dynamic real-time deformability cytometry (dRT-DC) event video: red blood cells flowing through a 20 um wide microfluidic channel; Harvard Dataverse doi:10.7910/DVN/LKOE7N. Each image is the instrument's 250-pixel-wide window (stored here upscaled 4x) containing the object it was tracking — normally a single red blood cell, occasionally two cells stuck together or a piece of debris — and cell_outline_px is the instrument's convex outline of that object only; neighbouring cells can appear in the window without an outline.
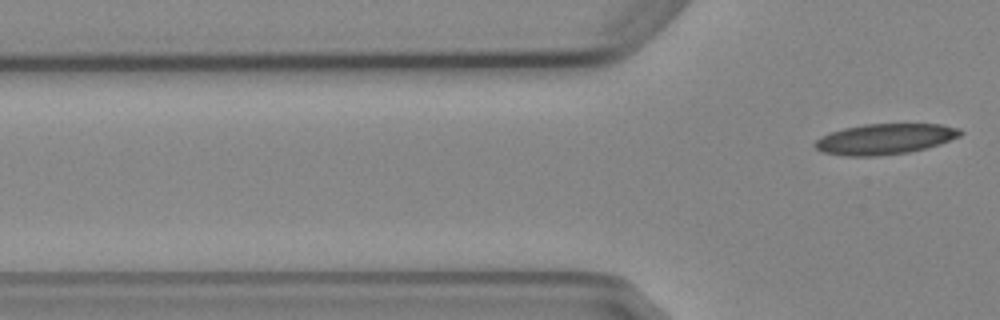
{"species": "Egyptian fruit bat (a non-hibernating species)", "species_latin": "Rousettus aegyptiacus", "temperature_condition": "cold", "stored_images_in_passage": 7, "segment_of_instrument_passage": [2, 2], "camera_frame_rate_fps": 3000, "um_per_image_px": 0.085, "animal": {"sex": "female"}, "frame": {"image": 1, "passage_image": 7, "time_ms": 8.333, "image_size_px": [1000, 320], "cell_outline_px": [[964, 132], [960, 136], [940, 144], [908, 152], [876, 156], [848, 156], [824, 152], [816, 148], [812, 144], [820, 136], [844, 128], [864, 124], [940, 124], [960, 128]], "centroid_in_image_um": [75.23, 11.81], "position_along_channel_um": 50.6, "area_um2": 25.84}}